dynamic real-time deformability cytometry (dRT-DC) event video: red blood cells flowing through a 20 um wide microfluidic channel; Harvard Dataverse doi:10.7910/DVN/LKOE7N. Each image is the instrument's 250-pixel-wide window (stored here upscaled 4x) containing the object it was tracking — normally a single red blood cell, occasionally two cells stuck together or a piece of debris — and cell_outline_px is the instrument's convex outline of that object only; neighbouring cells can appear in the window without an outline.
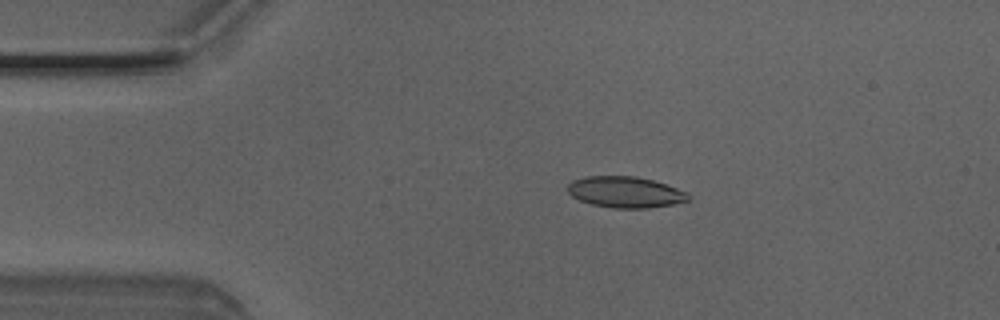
{"species": "Egyptian fruit bat (a non-hibernating species)", "species_latin": "Rousettus aegyptiacus", "temperature_condition": "room temperature", "stored_images_in_passage": 4, "camera_frame_rate_fps": 3000, "um_per_image_px": 0.085, "animal": {"sex": "male"}, "frame": {"image": 1, "passage_image": 3, "time_ms": 0.667, "image_size_px": [1000, 320], "cell_outline_px": [[692, 200], [672, 204], [648, 208], [612, 208], [592, 204], [580, 200], [572, 196], [568, 192], [568, 184], [572, 180], [584, 176], [636, 176], [652, 180], [688, 192], [692, 196]], "centroid_in_image_um": [53.17, 16.33], "position_along_channel_um": 31.8, "area_um2": 21.96}}